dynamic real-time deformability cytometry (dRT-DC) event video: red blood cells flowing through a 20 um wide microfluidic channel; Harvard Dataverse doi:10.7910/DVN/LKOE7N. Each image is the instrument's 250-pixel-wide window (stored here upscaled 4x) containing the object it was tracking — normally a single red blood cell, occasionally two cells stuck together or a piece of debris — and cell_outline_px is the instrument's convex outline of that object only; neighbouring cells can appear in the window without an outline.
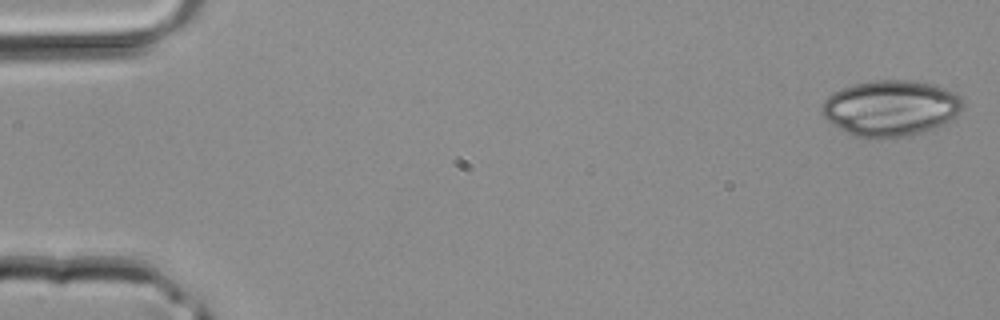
{"species": "common noctule bat (a hibernating species)", "species_latin": "Nyctalus noctula", "temperature_condition": "room temperature", "stored_images_in_passage": 40, "camera_frame_rate_fps": 3000, "um_per_image_px": 0.085, "animal": {"sex": "male", "body_mass_g": 20.4}, "frame": {"image": 1, "passage_image": 1, "time_ms": 0.0, "image_size_px": [1000, 320], "cell_outline_px": [[964, 108], [952, 120], [944, 124], [920, 132], [904, 136], [856, 136], [832, 124], [820, 112], [820, 104], [832, 92], [840, 88], [872, 80], [908, 80], [936, 84], [956, 92], [964, 100]], "centroid_in_image_um": [75.74, 9.14], "position_along_channel_um": 9.3, "area_um2": 45.78}}
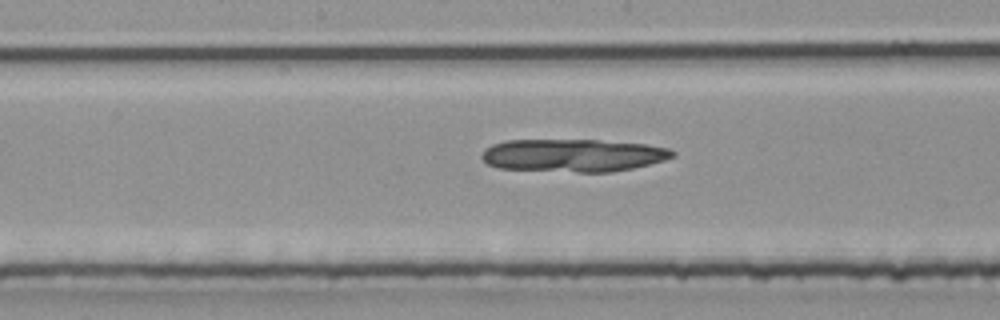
{"frame": {"image": 2, "passage_image": 21, "time_ms": 6.667, "image_size_px": [1000, 320], "cell_outline_px": [[676, 156], [664, 160], [632, 168], [612, 172], [576, 172], [496, 168], [488, 164], [480, 156], [484, 148], [492, 144], [508, 140], [600, 140], [644, 144], [668, 148], [676, 152]], "centroid_in_image_um": [48.7, 13.2], "position_along_channel_um": 199.5, "area_um2": 36.59}}
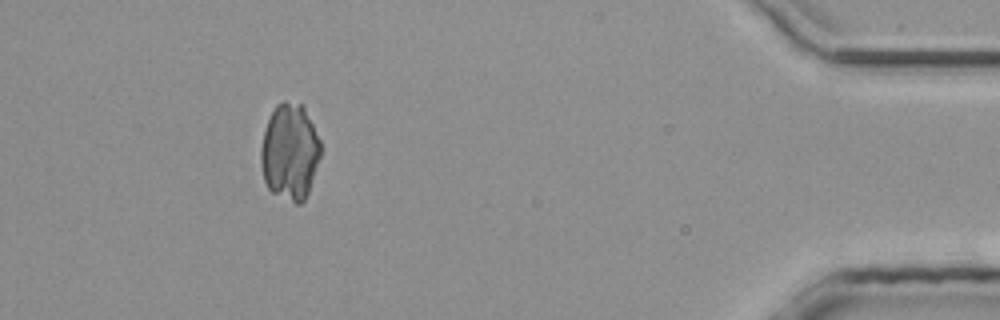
{"frame": {"image": 3, "passage_image": 37, "time_ms": 12.0, "image_size_px": [1000, 320], "cell_outline_px": [[320, 156], [308, 192], [304, 200], [300, 204], [296, 204], [272, 192], [268, 188], [264, 180], [260, 164], [260, 148], [264, 132], [268, 120], [276, 104], [284, 100], [304, 104], [320, 140]], "centroid_in_image_um": [24.62, 12.88], "position_along_channel_um": 410.6, "area_um2": 33.7}}